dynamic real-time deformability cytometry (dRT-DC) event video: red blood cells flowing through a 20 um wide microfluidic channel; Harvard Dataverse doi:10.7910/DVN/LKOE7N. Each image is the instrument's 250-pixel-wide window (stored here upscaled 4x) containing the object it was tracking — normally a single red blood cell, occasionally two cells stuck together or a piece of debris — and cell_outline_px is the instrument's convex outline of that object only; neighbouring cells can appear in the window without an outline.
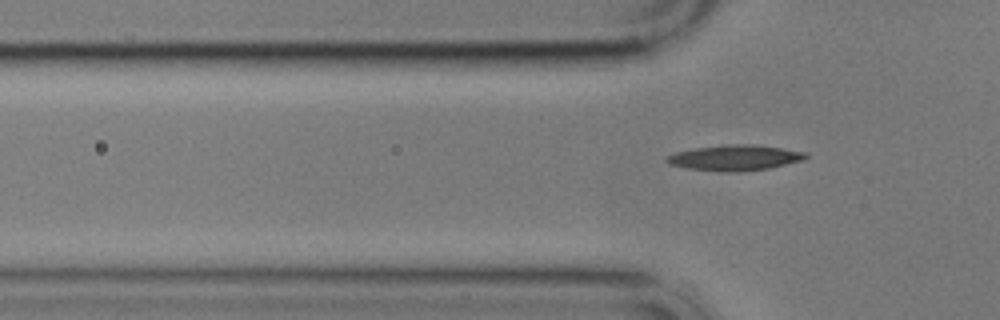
{"species": "common noctule bat (a hibernating species)", "species_latin": "Nyctalus noctula", "temperature_condition": "cold", "stored_images_in_passage": 7, "camera_frame_rate_fps": 3000, "um_per_image_px": 0.085, "animal": {"sex": "male", "body_mass_g": 17.9}, "frame": {"image": 1, "passage_image": 7, "time_ms": 8.333, "image_size_px": [1000, 320], "cell_outline_px": [[808, 156], [804, 160], [768, 168], [740, 172], [720, 172], [688, 168], [672, 164], [664, 160], [668, 156], [676, 152], [696, 148], [728, 144], [752, 144], [780, 148], [804, 152]], "centroid_in_image_um": [62.47, 13.41], "position_along_channel_um": 63.3, "area_um2": 20.46}}